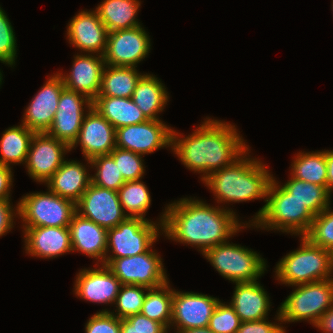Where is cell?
<instances>
[{
	"instance_id": "e0dca14e",
	"label": "cell",
	"mask_w": 333,
	"mask_h": 333,
	"mask_svg": "<svg viewBox=\"0 0 333 333\" xmlns=\"http://www.w3.org/2000/svg\"><path fill=\"white\" fill-rule=\"evenodd\" d=\"M219 299L212 296L174 291L172 301L171 325L177 327V332L190 328L208 327L212 313Z\"/></svg>"
},
{
	"instance_id": "5b68a950",
	"label": "cell",
	"mask_w": 333,
	"mask_h": 333,
	"mask_svg": "<svg viewBox=\"0 0 333 333\" xmlns=\"http://www.w3.org/2000/svg\"><path fill=\"white\" fill-rule=\"evenodd\" d=\"M301 241L298 250L288 253L276 265L277 280L295 286L332 279L333 253L311 244L304 236Z\"/></svg>"
},
{
	"instance_id": "484cf974",
	"label": "cell",
	"mask_w": 333,
	"mask_h": 333,
	"mask_svg": "<svg viewBox=\"0 0 333 333\" xmlns=\"http://www.w3.org/2000/svg\"><path fill=\"white\" fill-rule=\"evenodd\" d=\"M92 107L115 129L147 121L132 98L97 96Z\"/></svg>"
},
{
	"instance_id": "3957f363",
	"label": "cell",
	"mask_w": 333,
	"mask_h": 333,
	"mask_svg": "<svg viewBox=\"0 0 333 333\" xmlns=\"http://www.w3.org/2000/svg\"><path fill=\"white\" fill-rule=\"evenodd\" d=\"M246 154L245 151L231 165L213 172L203 180L213 191L217 203L267 198L273 177L265 164L255 158H247Z\"/></svg>"
},
{
	"instance_id": "4dcf8cb0",
	"label": "cell",
	"mask_w": 333,
	"mask_h": 333,
	"mask_svg": "<svg viewBox=\"0 0 333 333\" xmlns=\"http://www.w3.org/2000/svg\"><path fill=\"white\" fill-rule=\"evenodd\" d=\"M291 166L292 177L326 187L327 163L325 151L300 152L294 158Z\"/></svg>"
},
{
	"instance_id": "8d00e7d4",
	"label": "cell",
	"mask_w": 333,
	"mask_h": 333,
	"mask_svg": "<svg viewBox=\"0 0 333 333\" xmlns=\"http://www.w3.org/2000/svg\"><path fill=\"white\" fill-rule=\"evenodd\" d=\"M327 207L316 215L304 237L313 245L333 253V211Z\"/></svg>"
},
{
	"instance_id": "c3c4849f",
	"label": "cell",
	"mask_w": 333,
	"mask_h": 333,
	"mask_svg": "<svg viewBox=\"0 0 333 333\" xmlns=\"http://www.w3.org/2000/svg\"><path fill=\"white\" fill-rule=\"evenodd\" d=\"M177 333H214L209 327L204 328H190L187 330H181Z\"/></svg>"
},
{
	"instance_id": "f546056e",
	"label": "cell",
	"mask_w": 333,
	"mask_h": 333,
	"mask_svg": "<svg viewBox=\"0 0 333 333\" xmlns=\"http://www.w3.org/2000/svg\"><path fill=\"white\" fill-rule=\"evenodd\" d=\"M34 134V131L23 124L4 131L0 139V165L10 167L11 163L25 164Z\"/></svg>"
},
{
	"instance_id": "d4e9b609",
	"label": "cell",
	"mask_w": 333,
	"mask_h": 333,
	"mask_svg": "<svg viewBox=\"0 0 333 333\" xmlns=\"http://www.w3.org/2000/svg\"><path fill=\"white\" fill-rule=\"evenodd\" d=\"M91 182L85 165L75 160H65L45 183L50 192L77 203Z\"/></svg>"
},
{
	"instance_id": "d590c367",
	"label": "cell",
	"mask_w": 333,
	"mask_h": 333,
	"mask_svg": "<svg viewBox=\"0 0 333 333\" xmlns=\"http://www.w3.org/2000/svg\"><path fill=\"white\" fill-rule=\"evenodd\" d=\"M148 288L138 285H121L115 304L117 315L110 312L119 319H125L129 316L141 312L142 305Z\"/></svg>"
},
{
	"instance_id": "60d3db41",
	"label": "cell",
	"mask_w": 333,
	"mask_h": 333,
	"mask_svg": "<svg viewBox=\"0 0 333 333\" xmlns=\"http://www.w3.org/2000/svg\"><path fill=\"white\" fill-rule=\"evenodd\" d=\"M121 333H168L161 323L141 313L121 319Z\"/></svg>"
},
{
	"instance_id": "ac0fdd59",
	"label": "cell",
	"mask_w": 333,
	"mask_h": 333,
	"mask_svg": "<svg viewBox=\"0 0 333 333\" xmlns=\"http://www.w3.org/2000/svg\"><path fill=\"white\" fill-rule=\"evenodd\" d=\"M64 88L58 73L50 76L26 108L22 124L35 133L47 132L54 120Z\"/></svg>"
},
{
	"instance_id": "2e32d148",
	"label": "cell",
	"mask_w": 333,
	"mask_h": 333,
	"mask_svg": "<svg viewBox=\"0 0 333 333\" xmlns=\"http://www.w3.org/2000/svg\"><path fill=\"white\" fill-rule=\"evenodd\" d=\"M83 122L70 150L79 142L85 159L109 155L116 148V129L93 107L87 108Z\"/></svg>"
},
{
	"instance_id": "7a4b0ae2",
	"label": "cell",
	"mask_w": 333,
	"mask_h": 333,
	"mask_svg": "<svg viewBox=\"0 0 333 333\" xmlns=\"http://www.w3.org/2000/svg\"><path fill=\"white\" fill-rule=\"evenodd\" d=\"M179 135L172 130L171 148L187 168L203 173L202 181L249 151L235 125L221 120L208 118L186 138Z\"/></svg>"
},
{
	"instance_id": "ee69618b",
	"label": "cell",
	"mask_w": 333,
	"mask_h": 333,
	"mask_svg": "<svg viewBox=\"0 0 333 333\" xmlns=\"http://www.w3.org/2000/svg\"><path fill=\"white\" fill-rule=\"evenodd\" d=\"M13 210L10 200H0V237L13 228V216L18 215V212L14 213Z\"/></svg>"
},
{
	"instance_id": "f1b7e54d",
	"label": "cell",
	"mask_w": 333,
	"mask_h": 333,
	"mask_svg": "<svg viewBox=\"0 0 333 333\" xmlns=\"http://www.w3.org/2000/svg\"><path fill=\"white\" fill-rule=\"evenodd\" d=\"M142 76L143 74L138 73L136 67L105 65L98 96L132 98L134 89Z\"/></svg>"
},
{
	"instance_id": "681fc988",
	"label": "cell",
	"mask_w": 333,
	"mask_h": 333,
	"mask_svg": "<svg viewBox=\"0 0 333 333\" xmlns=\"http://www.w3.org/2000/svg\"><path fill=\"white\" fill-rule=\"evenodd\" d=\"M2 73L0 72V85H1V82H2Z\"/></svg>"
},
{
	"instance_id": "ab89813d",
	"label": "cell",
	"mask_w": 333,
	"mask_h": 333,
	"mask_svg": "<svg viewBox=\"0 0 333 333\" xmlns=\"http://www.w3.org/2000/svg\"><path fill=\"white\" fill-rule=\"evenodd\" d=\"M6 13L0 7V61L7 65L15 64L16 38Z\"/></svg>"
},
{
	"instance_id": "7c38bea8",
	"label": "cell",
	"mask_w": 333,
	"mask_h": 333,
	"mask_svg": "<svg viewBox=\"0 0 333 333\" xmlns=\"http://www.w3.org/2000/svg\"><path fill=\"white\" fill-rule=\"evenodd\" d=\"M76 213L107 230L127 218L118 192L99 187L92 182L76 203Z\"/></svg>"
},
{
	"instance_id": "4316f807",
	"label": "cell",
	"mask_w": 333,
	"mask_h": 333,
	"mask_svg": "<svg viewBox=\"0 0 333 333\" xmlns=\"http://www.w3.org/2000/svg\"><path fill=\"white\" fill-rule=\"evenodd\" d=\"M167 93L163 83L155 76L144 74L134 89L132 100L147 120H159L157 114L167 104Z\"/></svg>"
},
{
	"instance_id": "836d02e7",
	"label": "cell",
	"mask_w": 333,
	"mask_h": 333,
	"mask_svg": "<svg viewBox=\"0 0 333 333\" xmlns=\"http://www.w3.org/2000/svg\"><path fill=\"white\" fill-rule=\"evenodd\" d=\"M120 204L127 217L144 218L150 207L151 196L146 185L140 180L126 181L118 190Z\"/></svg>"
},
{
	"instance_id": "9a60e30c",
	"label": "cell",
	"mask_w": 333,
	"mask_h": 333,
	"mask_svg": "<svg viewBox=\"0 0 333 333\" xmlns=\"http://www.w3.org/2000/svg\"><path fill=\"white\" fill-rule=\"evenodd\" d=\"M84 104L91 108L92 100L81 93L64 88L59 97L54 120L46 133L71 146L78 136L85 116Z\"/></svg>"
},
{
	"instance_id": "603a6c76",
	"label": "cell",
	"mask_w": 333,
	"mask_h": 333,
	"mask_svg": "<svg viewBox=\"0 0 333 333\" xmlns=\"http://www.w3.org/2000/svg\"><path fill=\"white\" fill-rule=\"evenodd\" d=\"M72 251L99 259L101 265L107 255V229L75 213L70 225Z\"/></svg>"
},
{
	"instance_id": "8992f818",
	"label": "cell",
	"mask_w": 333,
	"mask_h": 333,
	"mask_svg": "<svg viewBox=\"0 0 333 333\" xmlns=\"http://www.w3.org/2000/svg\"><path fill=\"white\" fill-rule=\"evenodd\" d=\"M295 286L298 287L280 305L277 320L287 323L307 320L315 326L333 306V278Z\"/></svg>"
},
{
	"instance_id": "1f68e13d",
	"label": "cell",
	"mask_w": 333,
	"mask_h": 333,
	"mask_svg": "<svg viewBox=\"0 0 333 333\" xmlns=\"http://www.w3.org/2000/svg\"><path fill=\"white\" fill-rule=\"evenodd\" d=\"M169 281L155 288H148L141 309V314L170 328L174 290Z\"/></svg>"
},
{
	"instance_id": "b9f144b4",
	"label": "cell",
	"mask_w": 333,
	"mask_h": 333,
	"mask_svg": "<svg viewBox=\"0 0 333 333\" xmlns=\"http://www.w3.org/2000/svg\"><path fill=\"white\" fill-rule=\"evenodd\" d=\"M85 333H121V319L108 310L99 311L86 323Z\"/></svg>"
},
{
	"instance_id": "d6986e66",
	"label": "cell",
	"mask_w": 333,
	"mask_h": 333,
	"mask_svg": "<svg viewBox=\"0 0 333 333\" xmlns=\"http://www.w3.org/2000/svg\"><path fill=\"white\" fill-rule=\"evenodd\" d=\"M67 38L74 47L88 53H98L103 56L108 31L100 20L96 10L81 11L72 18L67 27Z\"/></svg>"
},
{
	"instance_id": "e575fe53",
	"label": "cell",
	"mask_w": 333,
	"mask_h": 333,
	"mask_svg": "<svg viewBox=\"0 0 333 333\" xmlns=\"http://www.w3.org/2000/svg\"><path fill=\"white\" fill-rule=\"evenodd\" d=\"M88 164L94 166L96 174L91 176L92 183L109 190L118 192L120 187L126 182L110 155L97 156L91 159Z\"/></svg>"
},
{
	"instance_id": "74e56055",
	"label": "cell",
	"mask_w": 333,
	"mask_h": 333,
	"mask_svg": "<svg viewBox=\"0 0 333 333\" xmlns=\"http://www.w3.org/2000/svg\"><path fill=\"white\" fill-rule=\"evenodd\" d=\"M109 155L116 162L125 181L140 180L143 177V155L117 147Z\"/></svg>"
},
{
	"instance_id": "277c9868",
	"label": "cell",
	"mask_w": 333,
	"mask_h": 333,
	"mask_svg": "<svg viewBox=\"0 0 333 333\" xmlns=\"http://www.w3.org/2000/svg\"><path fill=\"white\" fill-rule=\"evenodd\" d=\"M265 199L266 204L252 220L256 227L276 229L304 236L315 216L305 205L272 178Z\"/></svg>"
},
{
	"instance_id": "4fadbf2b",
	"label": "cell",
	"mask_w": 333,
	"mask_h": 333,
	"mask_svg": "<svg viewBox=\"0 0 333 333\" xmlns=\"http://www.w3.org/2000/svg\"><path fill=\"white\" fill-rule=\"evenodd\" d=\"M172 130L161 120H147L116 129V147L141 155L171 146Z\"/></svg>"
},
{
	"instance_id": "f35d334b",
	"label": "cell",
	"mask_w": 333,
	"mask_h": 333,
	"mask_svg": "<svg viewBox=\"0 0 333 333\" xmlns=\"http://www.w3.org/2000/svg\"><path fill=\"white\" fill-rule=\"evenodd\" d=\"M241 321L230 304L219 301L209 320L208 327L214 333H236Z\"/></svg>"
},
{
	"instance_id": "7402d4cb",
	"label": "cell",
	"mask_w": 333,
	"mask_h": 333,
	"mask_svg": "<svg viewBox=\"0 0 333 333\" xmlns=\"http://www.w3.org/2000/svg\"><path fill=\"white\" fill-rule=\"evenodd\" d=\"M26 253L55 258L72 251L69 227H23Z\"/></svg>"
},
{
	"instance_id": "9c48e42d",
	"label": "cell",
	"mask_w": 333,
	"mask_h": 333,
	"mask_svg": "<svg viewBox=\"0 0 333 333\" xmlns=\"http://www.w3.org/2000/svg\"><path fill=\"white\" fill-rule=\"evenodd\" d=\"M149 221L142 218L127 217L116 227L108 229L107 253L110 248L114 254L113 256L106 255L105 259L126 258L142 254L151 249L159 235L158 233H160L159 229L160 227L163 228V225Z\"/></svg>"
},
{
	"instance_id": "44dd1931",
	"label": "cell",
	"mask_w": 333,
	"mask_h": 333,
	"mask_svg": "<svg viewBox=\"0 0 333 333\" xmlns=\"http://www.w3.org/2000/svg\"><path fill=\"white\" fill-rule=\"evenodd\" d=\"M72 64L73 68L68 75L58 73L65 88L81 93L93 101L101 89L102 72L105 66L103 56L76 55Z\"/></svg>"
},
{
	"instance_id": "ba28073f",
	"label": "cell",
	"mask_w": 333,
	"mask_h": 333,
	"mask_svg": "<svg viewBox=\"0 0 333 333\" xmlns=\"http://www.w3.org/2000/svg\"><path fill=\"white\" fill-rule=\"evenodd\" d=\"M202 255L224 278L235 283L257 281L266 270L259 254L229 242L218 244Z\"/></svg>"
},
{
	"instance_id": "cb8c5ba5",
	"label": "cell",
	"mask_w": 333,
	"mask_h": 333,
	"mask_svg": "<svg viewBox=\"0 0 333 333\" xmlns=\"http://www.w3.org/2000/svg\"><path fill=\"white\" fill-rule=\"evenodd\" d=\"M235 291L229 303L241 322L267 318L270 300L263 286L254 282L235 283Z\"/></svg>"
},
{
	"instance_id": "d6a6232c",
	"label": "cell",
	"mask_w": 333,
	"mask_h": 333,
	"mask_svg": "<svg viewBox=\"0 0 333 333\" xmlns=\"http://www.w3.org/2000/svg\"><path fill=\"white\" fill-rule=\"evenodd\" d=\"M283 187L301 201L314 216L324 211L331 202V194L327 187L301 181L294 177H291Z\"/></svg>"
},
{
	"instance_id": "bcb514c9",
	"label": "cell",
	"mask_w": 333,
	"mask_h": 333,
	"mask_svg": "<svg viewBox=\"0 0 333 333\" xmlns=\"http://www.w3.org/2000/svg\"><path fill=\"white\" fill-rule=\"evenodd\" d=\"M315 327L324 333H333V306L321 316Z\"/></svg>"
},
{
	"instance_id": "6da1fadb",
	"label": "cell",
	"mask_w": 333,
	"mask_h": 333,
	"mask_svg": "<svg viewBox=\"0 0 333 333\" xmlns=\"http://www.w3.org/2000/svg\"><path fill=\"white\" fill-rule=\"evenodd\" d=\"M160 222L169 239L197 246L202 254L245 228L239 224L235 212L191 198L169 204Z\"/></svg>"
},
{
	"instance_id": "30bf717a",
	"label": "cell",
	"mask_w": 333,
	"mask_h": 333,
	"mask_svg": "<svg viewBox=\"0 0 333 333\" xmlns=\"http://www.w3.org/2000/svg\"><path fill=\"white\" fill-rule=\"evenodd\" d=\"M161 257L150 249L142 254L105 259L103 263L122 285H138L155 288L166 283L167 275Z\"/></svg>"
},
{
	"instance_id": "83f0119b",
	"label": "cell",
	"mask_w": 333,
	"mask_h": 333,
	"mask_svg": "<svg viewBox=\"0 0 333 333\" xmlns=\"http://www.w3.org/2000/svg\"><path fill=\"white\" fill-rule=\"evenodd\" d=\"M138 0H104L96 12L108 32L140 26L135 18L140 7Z\"/></svg>"
},
{
	"instance_id": "52a82bcc",
	"label": "cell",
	"mask_w": 333,
	"mask_h": 333,
	"mask_svg": "<svg viewBox=\"0 0 333 333\" xmlns=\"http://www.w3.org/2000/svg\"><path fill=\"white\" fill-rule=\"evenodd\" d=\"M15 210L23 227H69L76 203L48 190L22 197Z\"/></svg>"
},
{
	"instance_id": "7dc6e473",
	"label": "cell",
	"mask_w": 333,
	"mask_h": 333,
	"mask_svg": "<svg viewBox=\"0 0 333 333\" xmlns=\"http://www.w3.org/2000/svg\"><path fill=\"white\" fill-rule=\"evenodd\" d=\"M326 163H327V182L326 187L328 192L331 194L333 190V150H326Z\"/></svg>"
},
{
	"instance_id": "f6af8a7d",
	"label": "cell",
	"mask_w": 333,
	"mask_h": 333,
	"mask_svg": "<svg viewBox=\"0 0 333 333\" xmlns=\"http://www.w3.org/2000/svg\"><path fill=\"white\" fill-rule=\"evenodd\" d=\"M12 177L11 167L0 165V200H10Z\"/></svg>"
},
{
	"instance_id": "5bb4252c",
	"label": "cell",
	"mask_w": 333,
	"mask_h": 333,
	"mask_svg": "<svg viewBox=\"0 0 333 333\" xmlns=\"http://www.w3.org/2000/svg\"><path fill=\"white\" fill-rule=\"evenodd\" d=\"M70 151V146L57 140L46 132L35 133L32 137L26 168L36 182H46L65 161L63 154Z\"/></svg>"
},
{
	"instance_id": "ffe728a7",
	"label": "cell",
	"mask_w": 333,
	"mask_h": 333,
	"mask_svg": "<svg viewBox=\"0 0 333 333\" xmlns=\"http://www.w3.org/2000/svg\"><path fill=\"white\" fill-rule=\"evenodd\" d=\"M120 281L102 264L99 269H82L76 277L75 294L80 298L96 303H115Z\"/></svg>"
},
{
	"instance_id": "8fae6325",
	"label": "cell",
	"mask_w": 333,
	"mask_h": 333,
	"mask_svg": "<svg viewBox=\"0 0 333 333\" xmlns=\"http://www.w3.org/2000/svg\"><path fill=\"white\" fill-rule=\"evenodd\" d=\"M150 38L142 26L108 32L105 65L137 67L150 51Z\"/></svg>"
},
{
	"instance_id": "7bdbcfd3",
	"label": "cell",
	"mask_w": 333,
	"mask_h": 333,
	"mask_svg": "<svg viewBox=\"0 0 333 333\" xmlns=\"http://www.w3.org/2000/svg\"><path fill=\"white\" fill-rule=\"evenodd\" d=\"M266 319L268 318L241 322L236 333H285V329L281 325L267 322Z\"/></svg>"
}]
</instances>
